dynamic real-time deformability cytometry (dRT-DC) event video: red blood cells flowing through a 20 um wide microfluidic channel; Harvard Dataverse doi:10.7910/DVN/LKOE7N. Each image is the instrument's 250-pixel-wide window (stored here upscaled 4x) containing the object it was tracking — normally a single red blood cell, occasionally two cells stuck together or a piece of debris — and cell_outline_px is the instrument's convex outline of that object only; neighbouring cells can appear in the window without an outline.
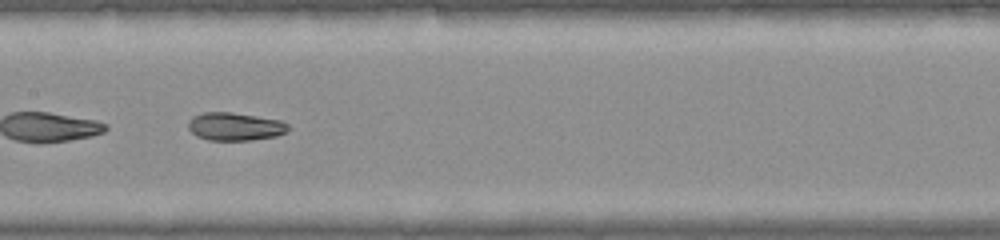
{"species": "common noctule bat (a hibernating species)", "species_latin": "Nyctalus noctula", "temperature_condition": "warm", "stored_images_in_passage": 27, "camera_frame_rate_fps": 3000, "um_per_image_px": 0.085, "animal": {"sex": "female", "body_mass_g": 22.0, "forearm_length_mm": 56.7}, "frame": {"image": 1, "passage_image": 12, "time_ms": 3.667, "image_size_px": [1000, 240], "cell_outline_px": [[292, 128], [288, 132], [276, 136], [252, 140], [208, 140], [196, 136], [188, 128], [188, 120], [192, 116], [204, 112], [232, 112], [280, 120], [288, 124]], "centroid_in_image_um": [19.99, 10.75], "position_along_channel_um": 187.4, "area_um2": 16.53}}
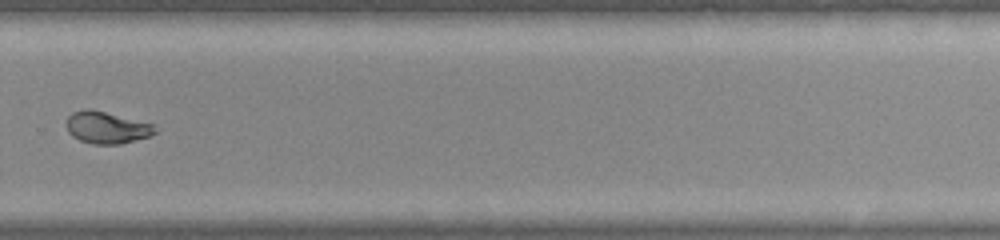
{"frame": {"image": 2, "passage_image": 20, "time_ms": 6.333, "image_size_px": [1000, 240], "cell_outline_px": [[156, 132], [148, 136], [120, 144], [92, 144], [80, 140], [72, 136], [68, 132], [64, 124], [68, 116], [72, 112], [84, 108], [88, 108], [152, 124]], "centroid_in_image_um": [8.97, 10.84], "position_along_channel_um": 320.8, "area_um2": 16.3}}